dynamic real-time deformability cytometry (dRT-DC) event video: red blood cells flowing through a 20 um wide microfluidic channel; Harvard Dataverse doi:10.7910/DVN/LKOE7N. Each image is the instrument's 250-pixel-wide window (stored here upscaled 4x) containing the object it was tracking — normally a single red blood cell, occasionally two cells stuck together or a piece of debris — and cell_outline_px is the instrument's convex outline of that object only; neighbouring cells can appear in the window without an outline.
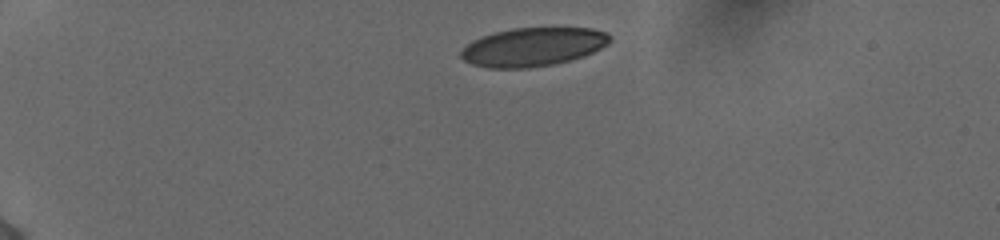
{"species": "human", "species_latin": "Homo sapiens", "temperature_condition": "cold", "stored_images_in_passage": 42, "camera_frame_rate_fps": 3000, "um_per_image_px": 0.085, "donor": {"sex": "female"}, "frame": {"image": 1, "passage_image": 1, "time_ms": 0.0, "image_size_px": [1000, 240], "cell_outline_px": [[612, 40], [608, 44], [584, 56], [552, 64], [528, 68], [488, 68], [472, 64], [464, 60], [460, 56], [460, 52], [472, 40], [480, 36], [492, 32], [512, 28], [592, 28], [608, 32], [612, 36]], "centroid_in_image_um": [45.3, 3.97], "position_along_channel_um": 39.7, "area_um2": 33.64}}
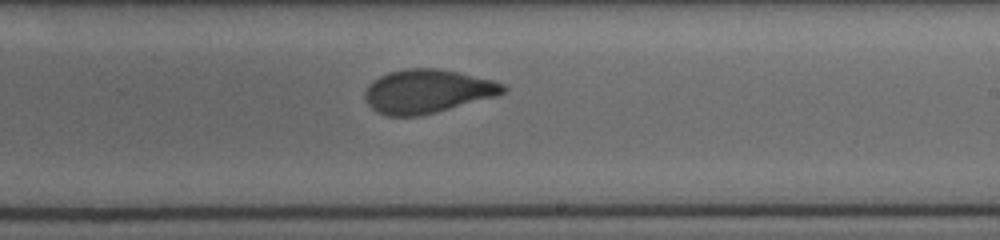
{"frame": {"image": 2, "passage_image": 23, "time_ms": 7.333, "image_size_px": [1000, 240], "cell_outline_px": [[508, 88], [500, 96], [420, 116], [388, 116], [376, 112], [368, 104], [364, 96], [364, 92], [368, 84], [372, 80], [388, 72], [404, 68], [440, 68], [492, 80], [504, 84]], "centroid_in_image_um": [36.32, 7.76], "position_along_channel_um": 252.7, "area_um2": 35.55}}
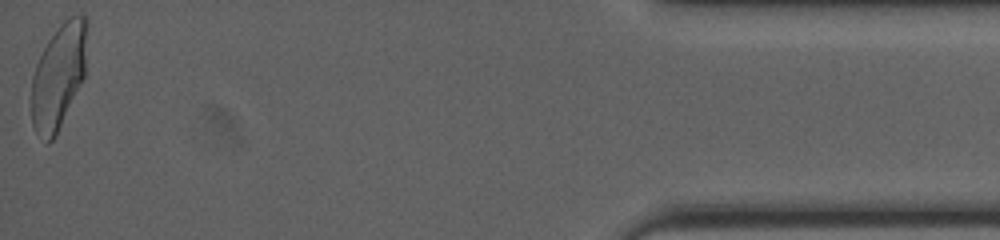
{"frame": {"image": 3, "passage_image": 42, "time_ms": 13.667, "image_size_px": [1000, 240], "cell_outline_px": [[88, 24], [84, 76], [56, 136], [48, 144], [36, 132], [32, 124], [32, 76], [36, 64], [48, 40], [60, 24], [68, 16], [84, 16], [88, 20]], "centroid_in_image_um": [4.98, 6.46], "position_along_channel_um": 430.2, "area_um2": 33.81}, "authors_computed_cell_mechanics": {"area_um2": 35.4025, "velocity_mm_per_s": 3.8766, "shape_relaxation_time_tau1_ms": 3.5281, "shape_relaxation_time_tau2_ms": 0.8802, "deformation_change_tau1": 0.1422, "deformation_change_tau2": 0.0484}}